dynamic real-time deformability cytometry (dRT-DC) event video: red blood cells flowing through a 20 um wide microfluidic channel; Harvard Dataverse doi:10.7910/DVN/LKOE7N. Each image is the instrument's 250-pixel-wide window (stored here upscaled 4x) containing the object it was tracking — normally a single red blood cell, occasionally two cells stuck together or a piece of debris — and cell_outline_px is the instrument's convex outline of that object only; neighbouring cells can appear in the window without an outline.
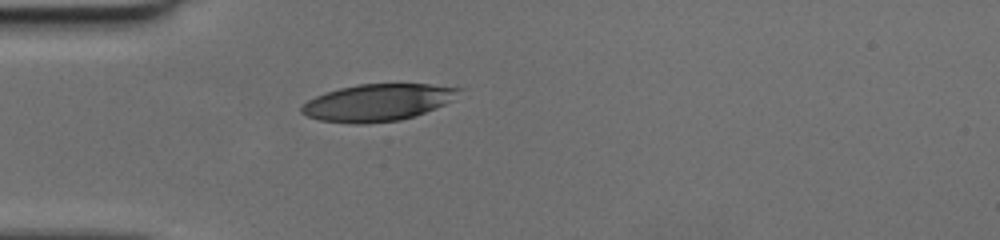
{"species": "human", "species_latin": "Homo sapiens", "temperature_condition": "cold", "stored_images_in_passage": 36, "camera_frame_rate_fps": 3000, "um_per_image_px": 0.085, "donor": {"sex": "female"}, "frame": {"image": 1, "passage_image": 1, "time_ms": 0.0, "image_size_px": [1000, 240], "cell_outline_px": [[464, 88], [444, 104], [416, 116], [400, 120], [364, 124], [352, 124], [320, 120], [308, 116], [300, 112], [300, 108], [308, 100], [316, 96], [340, 88], [356, 84], [428, 84]], "centroid_in_image_um": [32.07, 8.72], "position_along_channel_um": 52.9, "area_um2": 33.64}}
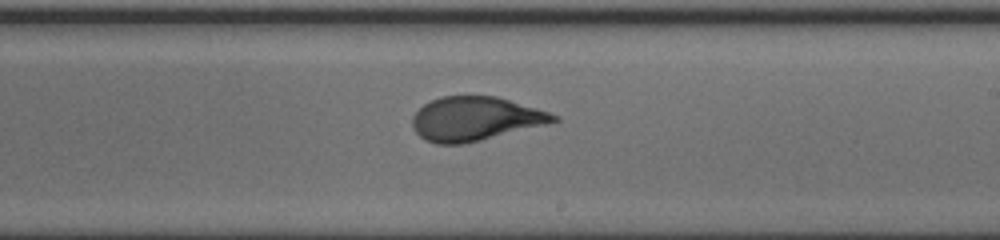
{"frame": {"image": 2, "passage_image": 16, "time_ms": 5.0, "image_size_px": [1000, 240], "cell_outline_px": [[560, 120], [464, 144], [436, 144], [424, 140], [416, 132], [412, 124], [412, 116], [424, 104], [440, 96], [496, 96], [536, 108], [560, 116]], "centroid_in_image_um": [40.35, 10.09], "position_along_channel_um": 248.7, "area_um2": 35.72}}
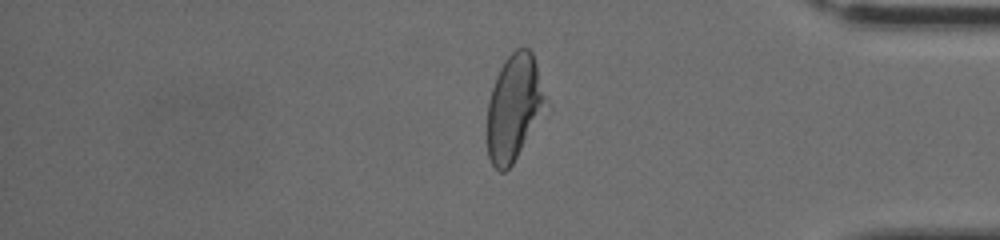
{"frame": {"image": 3, "passage_image": 28, "time_ms": 9.0, "image_size_px": [1000, 240], "cell_outline_px": [[548, 100], [512, 164], [504, 172], [500, 172], [492, 164], [488, 156], [488, 104], [492, 88], [496, 76], [504, 60], [516, 48], [528, 48], [532, 52]], "centroid_in_image_um": [43.67, 9.1], "position_along_channel_um": 391.5, "area_um2": 35.2}}